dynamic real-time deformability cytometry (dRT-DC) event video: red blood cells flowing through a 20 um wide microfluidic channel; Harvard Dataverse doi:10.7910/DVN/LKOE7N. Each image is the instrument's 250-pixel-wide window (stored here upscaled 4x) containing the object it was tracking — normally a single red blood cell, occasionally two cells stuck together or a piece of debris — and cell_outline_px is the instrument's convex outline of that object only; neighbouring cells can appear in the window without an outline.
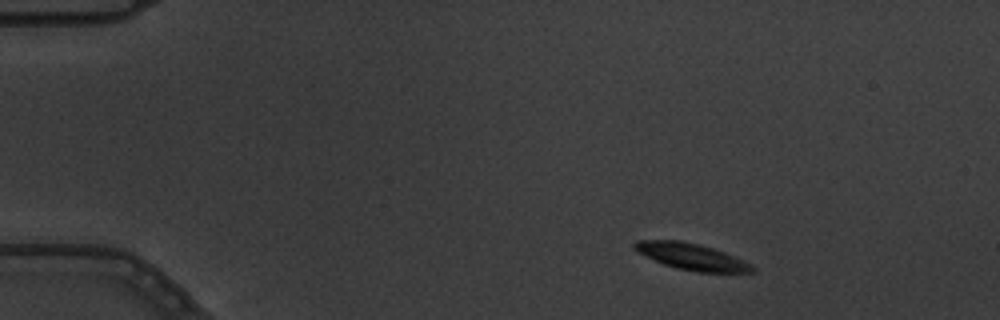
{"species": "common noctule bat (a hibernating species)", "species_latin": "Nyctalus noctula", "temperature_condition": "warm", "stored_images_in_passage": 9, "camera_frame_rate_fps": 3000, "um_per_image_px": 0.085, "animal": {"sex": "male", "body_mass_g": 19.5, "forearm_length_mm": 54.6}, "frame": {"image": 1, "passage_image": 1, "time_ms": 0.0, "image_size_px": [1000, 320], "cell_outline_px": [[756, 272], [696, 272], [676, 268], [664, 264], [632, 248], [632, 244], [636, 240], [680, 240], [700, 244], [724, 252], [744, 260], [752, 264], [756, 268]], "centroid_in_image_um": [58.82, 21.81], "position_along_channel_um": 26.2, "area_um2": 18.09}}
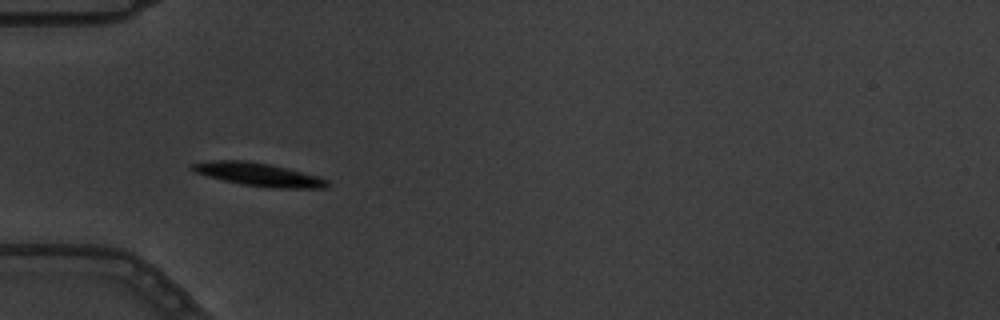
{"frame": {"image": 2, "passage_image": 4, "time_ms": 1.0, "image_size_px": [1000, 320], "cell_outline_px": [[328, 188], [272, 188], [240, 184], [192, 172], [188, 168], [192, 164], [216, 160], [248, 160], [268, 164], [320, 176], [328, 180]], "centroid_in_image_um": [21.97, 14.83], "position_along_channel_um": 63.0, "area_um2": 18.26}}